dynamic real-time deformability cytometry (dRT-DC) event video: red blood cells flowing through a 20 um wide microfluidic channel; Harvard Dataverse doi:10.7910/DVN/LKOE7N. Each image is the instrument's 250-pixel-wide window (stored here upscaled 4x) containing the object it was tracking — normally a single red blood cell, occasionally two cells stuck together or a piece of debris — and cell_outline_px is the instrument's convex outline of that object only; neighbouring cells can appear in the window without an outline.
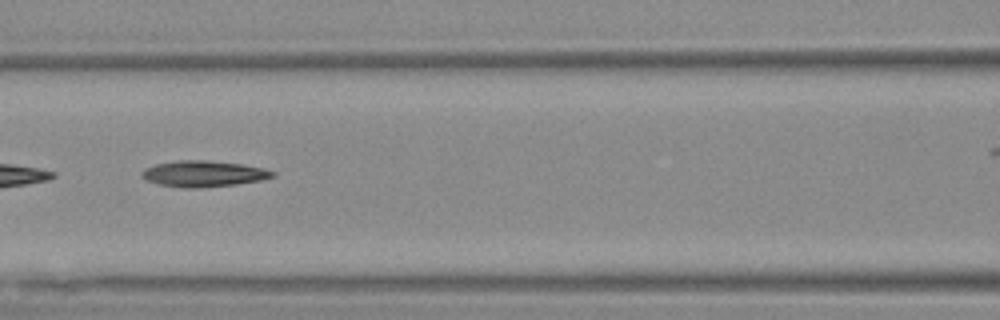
{"species": "Egyptian fruit bat (a non-hibernating species)", "species_latin": "Rousettus aegyptiacus", "temperature_condition": "warm", "stored_images_in_passage": 13, "camera_frame_rate_fps": 3000, "um_per_image_px": 0.085, "animal": {"sex": "female"}, "frame": {"image": 1, "passage_image": 8, "time_ms": 2.333, "image_size_px": [1000, 320], "cell_outline_px": [[276, 176], [260, 180], [236, 184], [200, 188], [188, 188], [160, 184], [148, 180], [140, 176], [140, 172], [144, 168], [156, 164], [180, 160], [204, 160], [240, 164], [260, 168], [276, 172]], "centroid_in_image_um": [17.28, 14.77], "position_along_channel_um": 149.3, "area_um2": 19.59}}
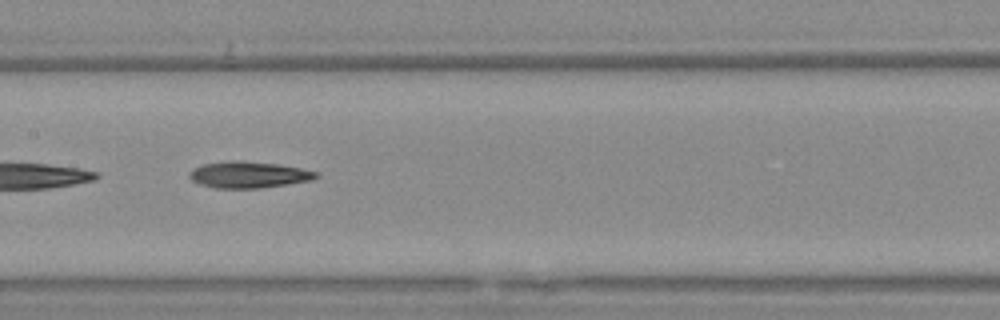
{"frame": {"image": 2, "passage_image": 11, "time_ms": 3.333, "image_size_px": [1000, 320], "cell_outline_px": [[320, 176], [312, 180], [288, 184], [260, 188], [216, 188], [200, 184], [192, 180], [188, 176], [188, 172], [204, 164], [232, 160], [240, 160], [280, 164], [320, 172]], "centroid_in_image_um": [21.18, 14.85], "position_along_channel_um": 186.2, "area_um2": 19.59}}